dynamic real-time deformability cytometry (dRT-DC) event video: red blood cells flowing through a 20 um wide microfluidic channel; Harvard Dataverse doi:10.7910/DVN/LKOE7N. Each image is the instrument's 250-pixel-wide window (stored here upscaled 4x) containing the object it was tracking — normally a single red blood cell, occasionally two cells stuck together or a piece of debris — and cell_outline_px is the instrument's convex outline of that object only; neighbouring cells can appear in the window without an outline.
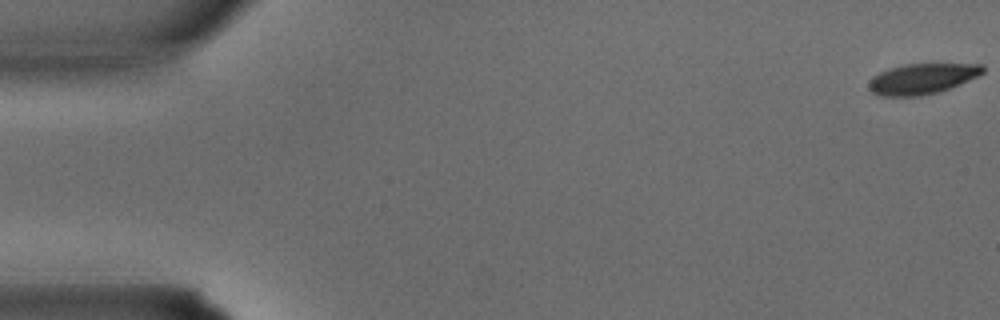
{"species": "common noctule bat (a hibernating species)", "species_latin": "Nyctalus noctula", "temperature_condition": "warm", "stored_images_in_passage": 35, "camera_frame_rate_fps": 3000, "um_per_image_px": 0.085, "animal": {"sex": "male", "body_mass_g": 15.6}, "frame": {"image": 1, "passage_image": 1, "time_ms": 0.0, "image_size_px": [1000, 320], "cell_outline_px": [[984, 72], [968, 80], [940, 92], [920, 96], [880, 96], [872, 92], [868, 88], [868, 84], [872, 76], [888, 68], [904, 64], [984, 64]], "centroid_in_image_um": [78.34, 6.7], "position_along_channel_um": 6.7, "area_um2": 20.29}}
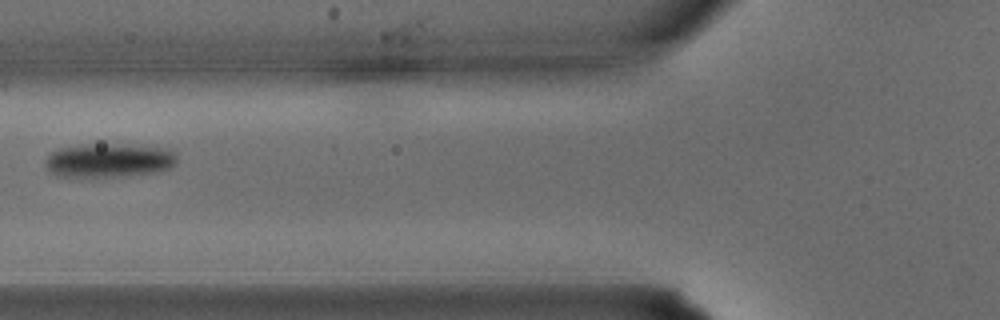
{"frame": {"image": 2, "passage_image": 14, "time_ms": 4.333, "image_size_px": [1000, 320], "cell_outline_px": [[176, 164], [168, 168], [156, 172], [96, 180], [56, 176], [44, 164], [44, 160], [48, 152], [60, 148], [80, 144], [104, 144], [176, 148]], "centroid_in_image_um": [9.21, 13.67], "position_along_channel_um": 116.6, "area_um2": 27.28}}
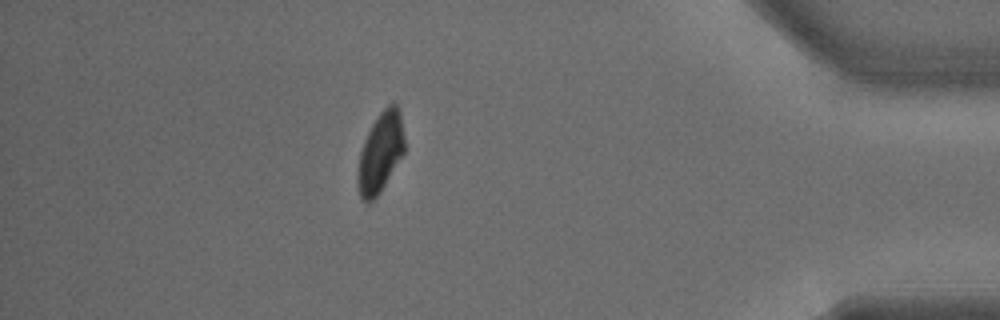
{"frame": {"image": 3, "passage_image": 31, "time_ms": 10.0, "image_size_px": [1000, 320], "cell_outline_px": [[404, 152], [380, 192], [368, 204], [360, 196], [356, 180], [356, 172], [360, 152], [364, 140], [372, 124], [380, 112], [392, 100], [396, 104], [400, 112], [404, 136]], "centroid_in_image_um": [32.32, 12.95], "position_along_channel_um": 402.9, "area_um2": 21.79}}